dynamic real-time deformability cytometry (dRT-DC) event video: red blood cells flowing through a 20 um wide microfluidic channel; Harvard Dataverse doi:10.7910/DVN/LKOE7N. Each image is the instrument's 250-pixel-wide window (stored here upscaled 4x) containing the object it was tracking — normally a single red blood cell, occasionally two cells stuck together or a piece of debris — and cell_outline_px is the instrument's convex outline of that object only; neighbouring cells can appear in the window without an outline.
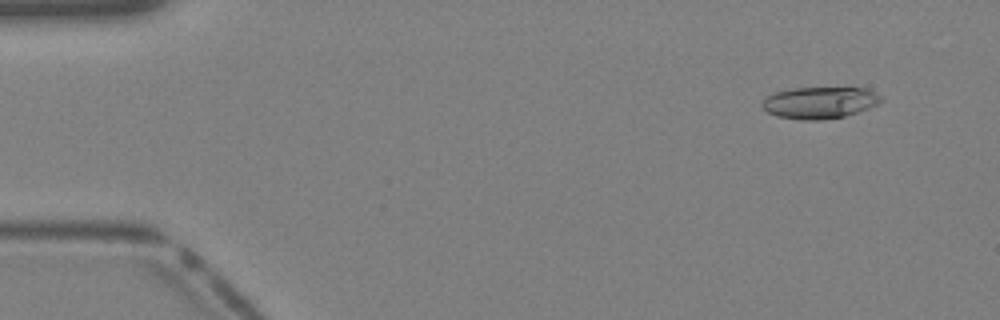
{"species": "Egyptian fruit bat (a non-hibernating species)", "species_latin": "Rousettus aegyptiacus", "temperature_condition": "warm", "stored_images_in_passage": 13, "camera_frame_rate_fps": 3000, "um_per_image_px": 0.085, "animal": {"sex": "female"}, "frame": {"image": 1, "passage_image": 4, "time_ms": 1.0, "image_size_px": [1000, 320], "cell_outline_px": [[884, 100], [868, 108], [844, 116], [824, 120], [800, 120], [776, 116], [768, 112], [760, 104], [764, 96], [776, 92], [796, 88], [864, 88], [880, 96]], "centroid_in_image_um": [69.61, 8.73], "position_along_channel_um": 15.4, "area_um2": 21.85}}